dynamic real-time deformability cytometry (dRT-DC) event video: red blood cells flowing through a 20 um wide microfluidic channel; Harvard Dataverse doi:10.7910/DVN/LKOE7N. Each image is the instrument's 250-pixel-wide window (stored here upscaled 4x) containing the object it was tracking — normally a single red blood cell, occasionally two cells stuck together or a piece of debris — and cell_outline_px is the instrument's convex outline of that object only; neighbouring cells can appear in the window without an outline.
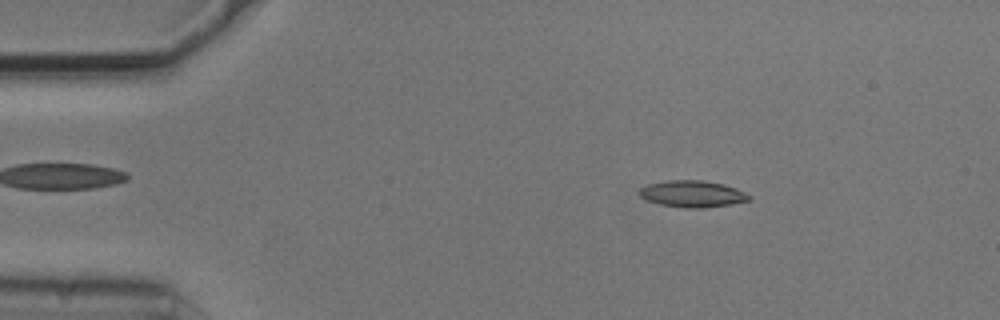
{"species": "common noctule bat (a hibernating species)", "species_latin": "Nyctalus noctula", "temperature_condition": "cold", "stored_images_in_passage": 4, "camera_frame_rate_fps": 3000, "um_per_image_px": 0.085, "animal": {"sex": "male", "body_mass_g": 20.5, "forearm_length_mm": 52.5}, "frame": {"image": 1, "passage_image": 4, "time_ms": 1.0, "image_size_px": [1000, 320], "cell_outline_px": [[752, 200], [732, 204], [704, 208], [684, 208], [660, 204], [648, 200], [640, 196], [640, 188], [648, 184], [668, 180], [700, 180], [724, 184], [736, 188], [752, 196]], "centroid_in_image_um": [58.9, 16.48], "position_along_channel_um": 26.1, "area_um2": 17.05}}